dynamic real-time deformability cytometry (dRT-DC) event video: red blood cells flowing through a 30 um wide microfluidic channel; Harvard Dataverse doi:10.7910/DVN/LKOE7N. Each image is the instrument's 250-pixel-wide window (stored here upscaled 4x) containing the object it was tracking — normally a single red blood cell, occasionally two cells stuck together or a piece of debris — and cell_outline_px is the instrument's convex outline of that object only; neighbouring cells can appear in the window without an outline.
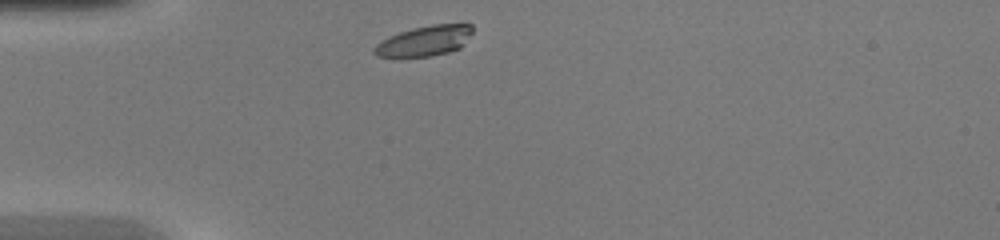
{"species": "common noctule bat (a hibernating species)", "species_latin": "Nyctalus noctula", "temperature_condition": "warm", "stored_images_in_passage": 29, "camera_frame_rate_fps": 3000, "um_per_image_px": 0.085, "animal": {"sex": "female", "body_mass_g": 20.0, "forearm_length_mm": 54.0}, "frame": {"image": 1, "passage_image": 1, "time_ms": 0.0, "image_size_px": [1000, 240], "cell_outline_px": [[472, 32], [460, 48], [448, 52], [432, 56], [376, 56], [372, 52], [372, 48], [380, 40], [388, 36], [412, 28], [432, 24], [472, 24]], "centroid_in_image_um": [36.05, 3.47], "position_along_channel_um": 48.9, "area_um2": 17.28}}
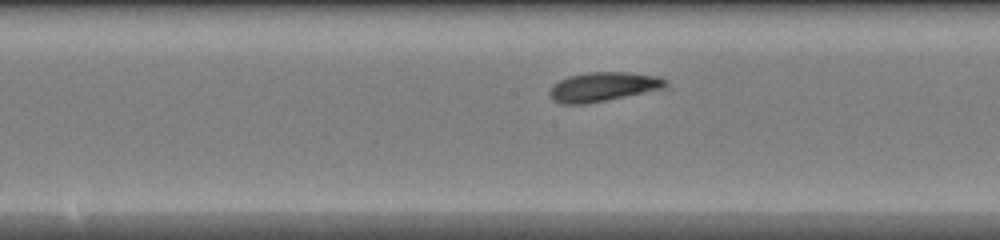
{"frame": {"image": 2, "passage_image": 13, "time_ms": 4.0, "image_size_px": [1000, 240], "cell_outline_px": [[672, 88], [588, 104], [560, 104], [552, 100], [548, 92], [552, 84], [568, 76], [588, 72], [628, 72], [660, 76], [668, 80]], "centroid_in_image_um": [51.37, 7.39], "position_along_channel_um": 196.8, "area_um2": 20.63}}
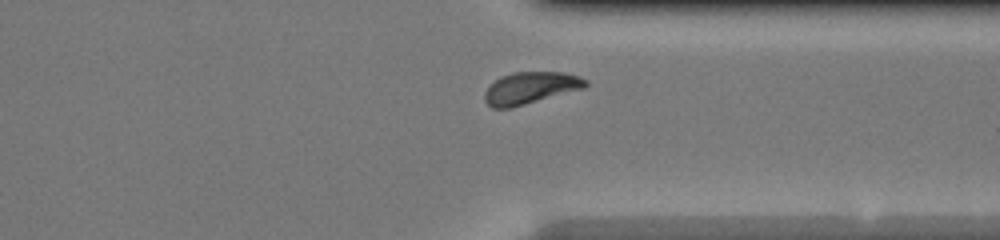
{"frame": {"image": 3, "passage_image": 25, "time_ms": 8.0, "image_size_px": [1000, 240], "cell_outline_px": [[588, 84], [584, 88], [512, 108], [492, 108], [484, 100], [484, 92], [500, 76], [512, 72], [564, 72], [580, 76], [588, 80]], "centroid_in_image_um": [45.1, 7.47], "position_along_channel_um": 366.3, "area_um2": 18.84}, "authors_computed_cell_mechanics": {"area_um2": 19.2474, "velocity_mm_per_s": 4.2357, "shape_relaxation_time_tau1_ms": null, "shape_relaxation_time_tau2_ms": 1.3611, "deformation_change_tau1": null, "deformation_change_tau2": 0.0488}}